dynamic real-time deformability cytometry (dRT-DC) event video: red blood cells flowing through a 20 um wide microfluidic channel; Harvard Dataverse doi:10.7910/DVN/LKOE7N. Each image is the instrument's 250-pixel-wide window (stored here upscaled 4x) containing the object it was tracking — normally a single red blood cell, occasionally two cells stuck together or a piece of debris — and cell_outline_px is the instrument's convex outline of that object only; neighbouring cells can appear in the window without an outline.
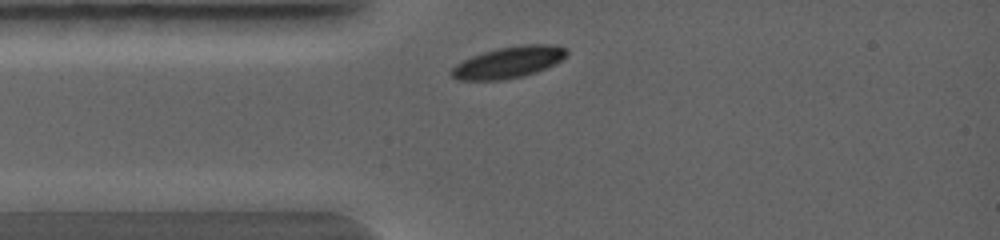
{"species": "common noctule bat (a hibernating species)", "species_latin": "Nyctalus noctula", "temperature_condition": "warm", "stored_images_in_passage": 1, "camera_frame_rate_fps": 5000, "um_per_image_px": 0.085, "animal": {"sex": "female", "body_mass_g": 19.0, "forearm_length_mm": 56.7}, "frame": {"image": 1, "passage_image": 1, "time_ms": 0.0, "image_size_px": [1000, 240], "cell_outline_px": [[568, 52], [556, 64], [536, 72], [524, 76], [504, 80], [456, 80], [448, 72], [456, 64], [472, 56], [484, 52], [500, 48], [524, 44], [552, 44], [568, 48]], "centroid_in_image_um": [43.23, 5.3], "position_along_channel_um": 41.8, "area_um2": 21.15}}